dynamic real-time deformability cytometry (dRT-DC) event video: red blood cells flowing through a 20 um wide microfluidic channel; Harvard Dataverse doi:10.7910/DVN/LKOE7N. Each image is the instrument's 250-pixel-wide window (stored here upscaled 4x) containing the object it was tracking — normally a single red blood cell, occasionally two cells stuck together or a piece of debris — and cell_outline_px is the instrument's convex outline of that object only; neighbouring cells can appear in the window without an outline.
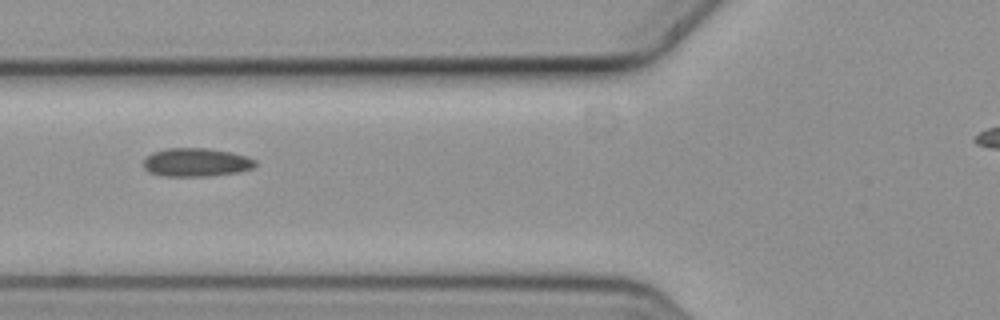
{"species": "common noctule bat (a hibernating species)", "species_latin": "Nyctalus noctula", "temperature_condition": "cold", "stored_images_in_passage": 14, "camera_frame_rate_fps": 3000, "um_per_image_px": 0.085, "animal": {"sex": "female", "body_mass_g": 19.3, "forearm_length_mm": 54.1}, "frame": {"image": 1, "passage_image": 5, "time_ms": 1.333, "image_size_px": [1000, 320], "cell_outline_px": [[256, 164], [252, 168], [240, 172], [208, 176], [160, 176], [148, 172], [144, 168], [144, 156], [152, 152], [168, 148], [208, 148], [232, 152], [248, 156], [256, 160]], "centroid_in_image_um": [16.66, 13.8], "position_along_channel_um": 109.1, "area_um2": 18.84}}
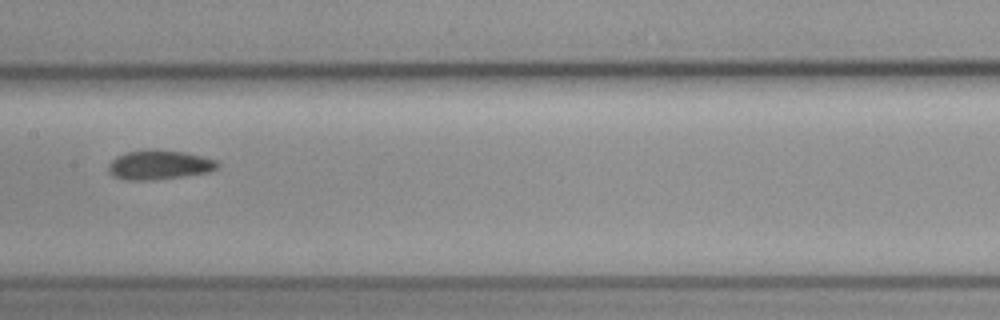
{"frame": {"image": 2, "passage_image": 7, "time_ms": 2.0, "image_size_px": [1000, 320], "cell_outline_px": [[220, 164], [216, 168], [208, 172], [180, 176], [144, 180], [128, 180], [112, 176], [108, 172], [108, 164], [116, 156], [124, 152], [148, 148], [156, 148], [184, 152], [216, 160]], "centroid_in_image_um": [13.46, 13.98], "position_along_channel_um": 193.9, "area_um2": 18.73}}
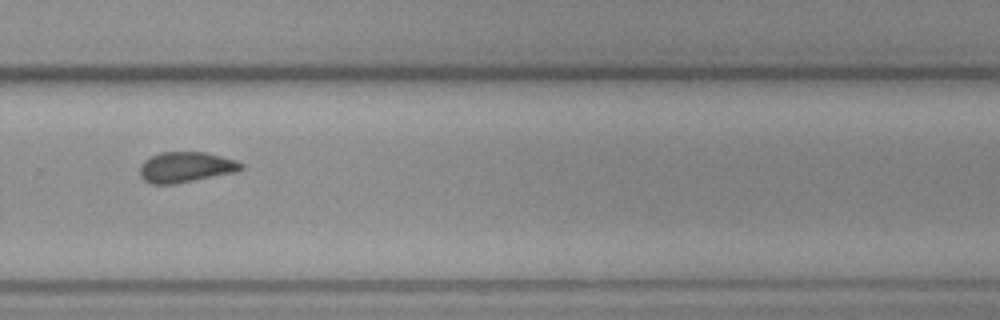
{"frame": {"image": 3, "passage_image": 10, "time_ms": 3.0, "image_size_px": [1000, 320], "cell_outline_px": [[244, 168], [236, 172], [172, 184], [152, 184], [144, 180], [140, 176], [140, 164], [144, 160], [160, 152], [204, 152], [220, 156], [244, 164]], "centroid_in_image_um": [15.76, 14.21], "position_along_channel_um": 314.0, "area_um2": 17.8}}